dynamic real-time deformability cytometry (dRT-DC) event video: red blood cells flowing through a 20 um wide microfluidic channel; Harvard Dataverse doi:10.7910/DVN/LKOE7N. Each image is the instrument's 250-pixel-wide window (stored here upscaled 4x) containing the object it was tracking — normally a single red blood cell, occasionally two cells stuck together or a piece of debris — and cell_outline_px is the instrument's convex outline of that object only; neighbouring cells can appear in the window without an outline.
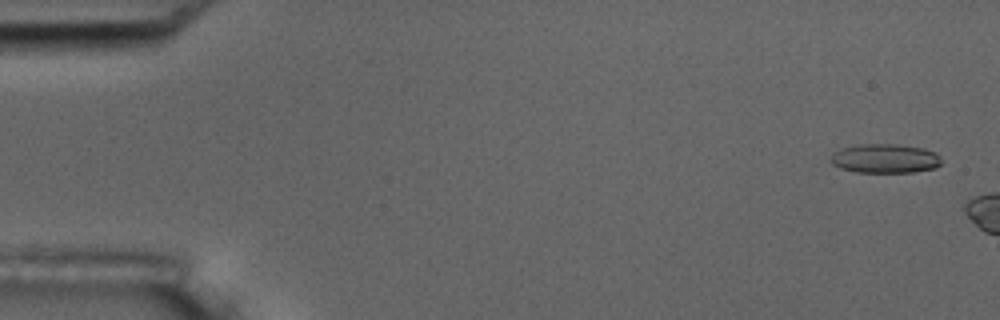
{"species": "common noctule bat (a hibernating species)", "species_latin": "Nyctalus noctula", "temperature_condition": "room temperature", "stored_images_in_passage": 3, "camera_frame_rate_fps": 3000, "um_per_image_px": 0.085, "animal": {"sex": "male", "body_mass_g": 17.5, "forearm_length_mm": 52.3}, "frame": {"image": 1, "passage_image": 1, "time_ms": 0.0, "image_size_px": [1000, 320], "cell_outline_px": [[940, 164], [936, 168], [912, 172], [856, 172], [840, 168], [832, 164], [832, 156], [840, 148], [860, 144], [896, 144], [924, 148], [936, 152], [940, 156]], "centroid_in_image_um": [75.26, 13.47], "position_along_channel_um": 9.7, "area_um2": 18.79}}